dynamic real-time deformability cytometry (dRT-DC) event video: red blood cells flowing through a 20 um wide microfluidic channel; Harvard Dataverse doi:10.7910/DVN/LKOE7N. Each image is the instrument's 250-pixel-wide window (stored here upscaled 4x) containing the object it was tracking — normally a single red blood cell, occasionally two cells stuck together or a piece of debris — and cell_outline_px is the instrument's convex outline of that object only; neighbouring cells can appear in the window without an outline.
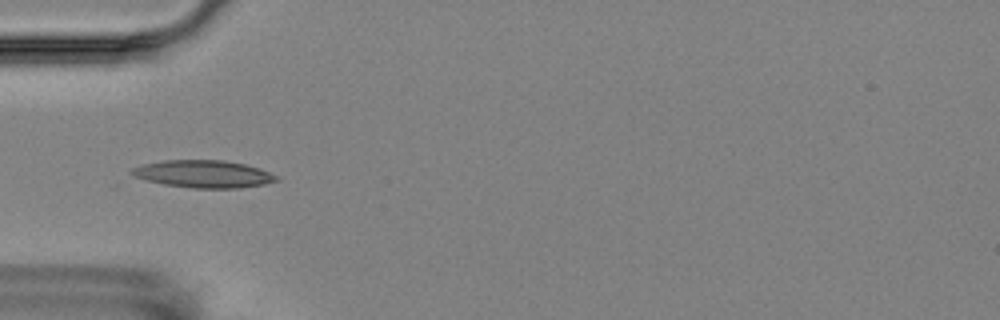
{"species": "Egyptian fruit bat (a non-hibernating species)", "species_latin": "Rousettus aegyptiacus", "temperature_condition": "room temperature", "stored_images_in_passage": 7, "camera_frame_rate_fps": 3000, "um_per_image_px": 0.085, "animal": {"sex": "female"}, "frame": {"image": 1, "passage_image": 4, "time_ms": 3.333, "image_size_px": [1000, 320], "cell_outline_px": [[280, 180], [264, 184], [240, 188], [192, 188], [164, 184], [132, 176], [128, 172], [132, 168], [144, 164], [164, 160], [224, 160], [244, 164], [260, 168], [276, 176]], "centroid_in_image_um": [17.28, 14.79], "position_along_channel_um": 67.7, "area_um2": 23.06}}
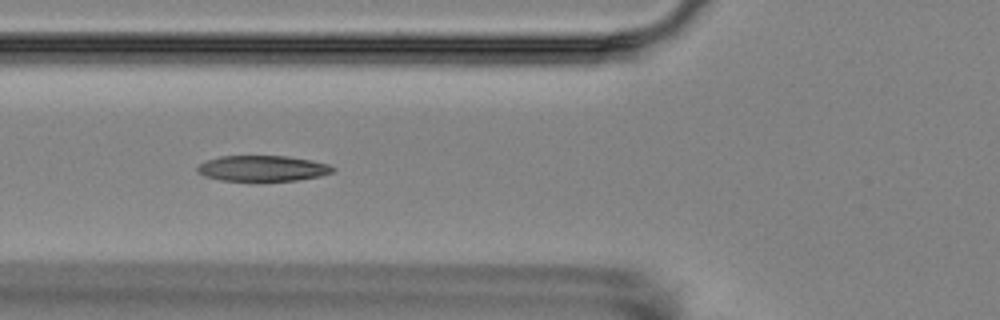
{"frame": {"image": 2, "passage_image": 5, "time_ms": 4.333, "image_size_px": [1000, 320], "cell_outline_px": [[336, 172], [320, 176], [296, 180], [220, 180], [204, 176], [196, 172], [196, 168], [200, 164], [208, 160], [220, 156], [288, 156], [312, 160], [328, 164], [336, 168]], "centroid_in_image_um": [22.35, 14.3], "position_along_channel_um": 103.5, "area_um2": 20.23}}
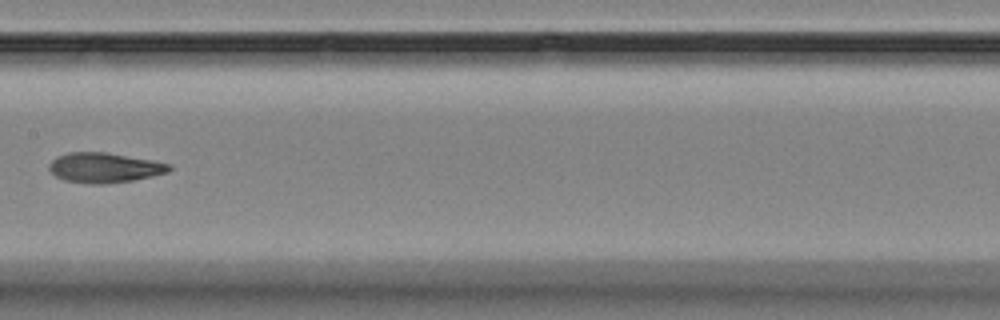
{"frame": {"image": 3, "passage_image": 7, "time_ms": 7.0, "image_size_px": [1000, 320], "cell_outline_px": [[172, 168], [168, 172], [152, 176], [132, 180], [104, 184], [92, 184], [64, 180], [56, 176], [48, 168], [48, 164], [56, 156], [68, 152], [104, 152], [152, 160], [172, 164]], "centroid_in_image_um": [8.86, 14.25], "position_along_channel_um": 198.5, "area_um2": 20.92}}